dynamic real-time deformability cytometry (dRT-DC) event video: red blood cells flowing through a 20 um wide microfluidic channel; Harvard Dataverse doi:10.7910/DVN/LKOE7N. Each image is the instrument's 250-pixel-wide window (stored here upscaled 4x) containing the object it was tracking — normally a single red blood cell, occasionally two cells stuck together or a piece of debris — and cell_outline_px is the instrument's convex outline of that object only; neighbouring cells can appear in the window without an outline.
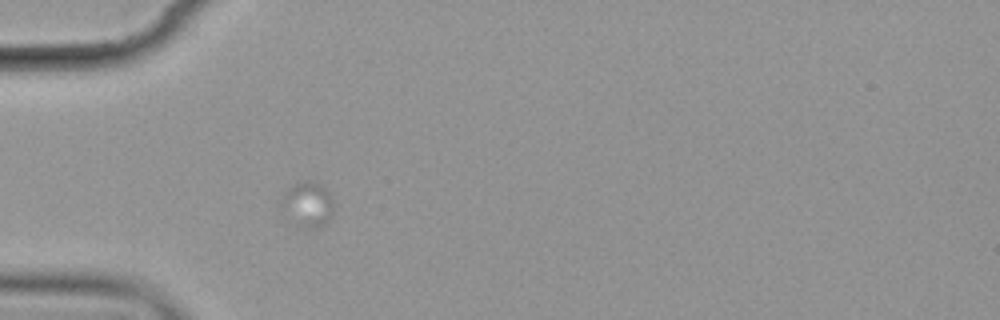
{"species": "common noctule bat (a hibernating species)", "species_latin": "Nyctalus noctula", "temperature_condition": "cold", "stored_images_in_passage": 2, "camera_frame_rate_fps": 3000, "um_per_image_px": 0.085, "animal": {"sex": "female", "body_mass_g": 19.9}, "frame": {"image": 1, "passage_image": 2, "time_ms": 1.333, "image_size_px": [1000, 320], "cell_outline_px": [[332, 212], [328, 220], [324, 224], [308, 232], [300, 228], [280, 200], [284, 192], [288, 188], [296, 184], [308, 180], [324, 188], [328, 192], [332, 200]], "centroid_in_image_um": [26.18, 17.41], "position_along_channel_um": 58.8, "area_um2": 13.12}}